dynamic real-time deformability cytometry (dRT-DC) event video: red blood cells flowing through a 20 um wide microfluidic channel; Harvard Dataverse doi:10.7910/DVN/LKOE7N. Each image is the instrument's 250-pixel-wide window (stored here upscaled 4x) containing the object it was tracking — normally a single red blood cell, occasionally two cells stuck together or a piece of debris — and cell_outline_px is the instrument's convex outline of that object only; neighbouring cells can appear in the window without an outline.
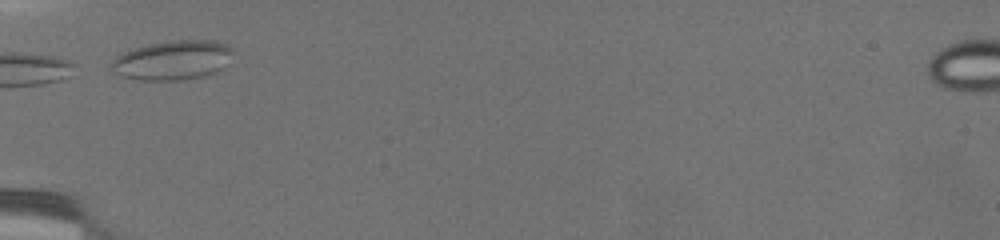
{"species": "common noctule bat (a hibernating species)", "species_latin": "Nyctalus noctula", "temperature_condition": "warm", "stored_images_in_passage": 5, "camera_frame_rate_fps": 3000, "um_per_image_px": 0.085, "animal": {"sex": "female", "body_mass_g": 19.5, "forearm_length_mm": 54.1}, "frame": {"image": 1, "passage_image": 1, "time_ms": 0.0, "image_size_px": [1000, 240], "cell_outline_px": [[232, 52], [228, 64], [224, 68], [216, 72], [204, 76], [180, 80], [136, 80], [120, 76], [108, 68], [112, 60], [116, 56], [132, 48], [148, 44], [172, 40], [212, 40], [228, 44], [232, 48]], "centroid_in_image_um": [14.66, 5.12], "position_along_channel_um": 70.3, "area_um2": 28.38}}